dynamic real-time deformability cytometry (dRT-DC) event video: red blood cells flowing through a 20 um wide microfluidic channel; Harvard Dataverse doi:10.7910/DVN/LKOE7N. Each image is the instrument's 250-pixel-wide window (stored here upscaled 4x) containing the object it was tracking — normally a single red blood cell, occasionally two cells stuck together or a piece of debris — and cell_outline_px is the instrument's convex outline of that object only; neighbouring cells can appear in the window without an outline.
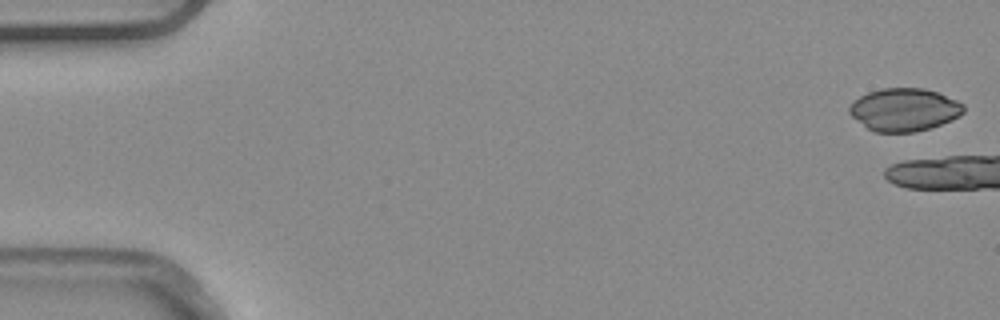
{"species": "common noctule bat (a hibernating species)", "species_latin": "Nyctalus noctula", "temperature_condition": "warm", "stored_images_in_passage": 6, "camera_frame_rate_fps": 3000, "um_per_image_px": 0.085, "animal": {"sex": "male", "body_mass_g": 20.4}, "frame": {"image": 1, "passage_image": 1, "time_ms": 0.0, "image_size_px": [1000, 320], "cell_outline_px": [[964, 112], [960, 116], [952, 120], [916, 132], [876, 132], [868, 128], [852, 116], [848, 112], [848, 108], [860, 96], [868, 92], [880, 88], [924, 88], [936, 92], [956, 100], [964, 104]], "centroid_in_image_um": [76.87, 9.32], "position_along_channel_um": 8.1, "area_um2": 28.32}}